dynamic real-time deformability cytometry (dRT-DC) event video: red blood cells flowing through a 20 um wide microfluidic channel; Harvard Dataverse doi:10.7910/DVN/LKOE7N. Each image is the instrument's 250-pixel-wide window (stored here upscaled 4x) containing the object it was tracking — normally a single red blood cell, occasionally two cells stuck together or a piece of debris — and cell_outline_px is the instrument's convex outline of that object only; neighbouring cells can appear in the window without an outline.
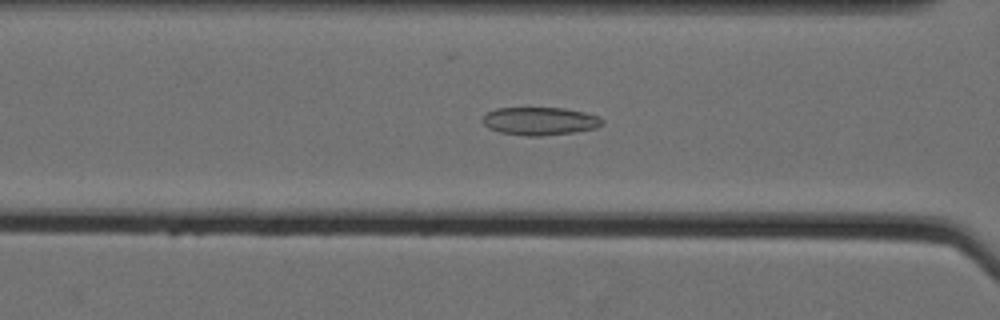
{"species": "Egyptian fruit bat (a non-hibernating species)", "species_latin": "Rousettus aegyptiacus", "temperature_condition": "cold", "stored_images_in_passage": 39, "camera_frame_rate_fps": 3000, "um_per_image_px": 0.085, "animal": {"sex": "female"}, "frame": {"image": 1, "passage_image": 13, "time_ms": 4.0, "image_size_px": [1000, 320], "cell_outline_px": [[604, 124], [596, 128], [576, 132], [540, 136], [528, 136], [500, 132], [488, 128], [480, 120], [488, 112], [496, 108], [564, 108], [584, 112], [600, 116], [604, 120]], "centroid_in_image_um": [45.92, 10.29], "position_along_channel_um": 120.7, "area_um2": 19.65}}
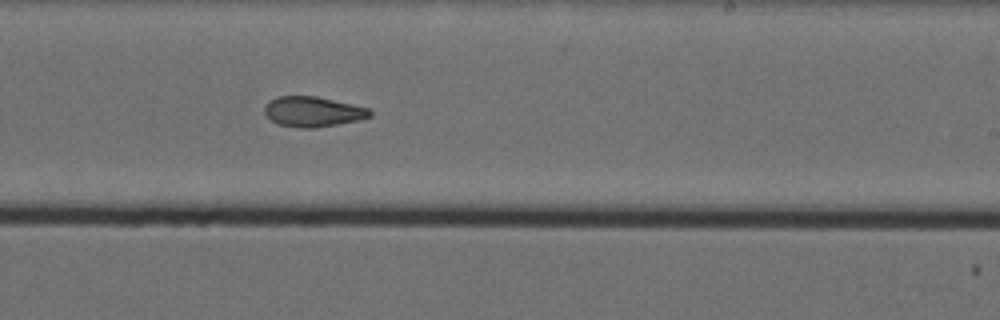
{"frame": {"image": 2, "passage_image": 25, "time_ms": 8.0, "image_size_px": [1000, 320], "cell_outline_px": [[372, 116], [360, 120], [316, 128], [300, 128], [276, 124], [264, 112], [264, 108], [268, 100], [276, 96], [316, 96], [368, 108], [372, 112]], "centroid_in_image_um": [26.58, 9.5], "position_along_channel_um": 262.4, "area_um2": 18.61}}
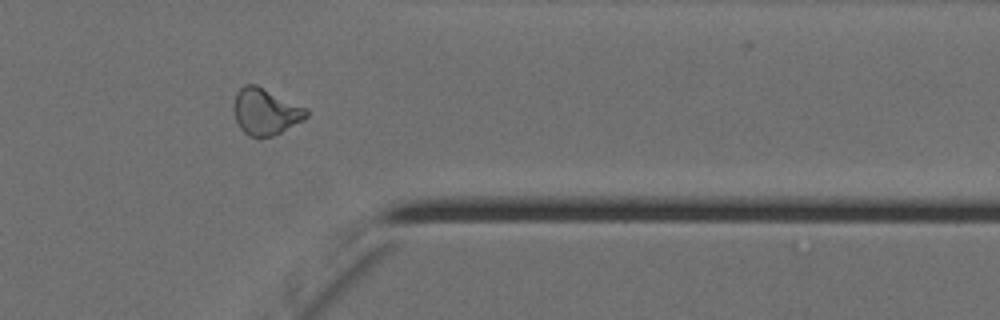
{"frame": {"image": 3, "passage_image": 36, "time_ms": 11.667, "image_size_px": [1000, 320], "cell_outline_px": [[308, 116], [304, 120], [272, 136], [248, 136], [240, 128], [236, 120], [236, 92], [244, 84], [256, 84], [308, 108]], "centroid_in_image_um": [22.62, 9.47], "position_along_channel_um": 388.8, "area_um2": 19.36}, "authors_computed_cell_mechanics": {"area_um2": 19.074, "velocity_mm_per_s": 3.5389, "shape_relaxation_time_tau1_ms": null, "shape_relaxation_time_tau2_ms": 4.2194, "deformation_change_tau1": null, "deformation_change_tau2": 0.1112}}